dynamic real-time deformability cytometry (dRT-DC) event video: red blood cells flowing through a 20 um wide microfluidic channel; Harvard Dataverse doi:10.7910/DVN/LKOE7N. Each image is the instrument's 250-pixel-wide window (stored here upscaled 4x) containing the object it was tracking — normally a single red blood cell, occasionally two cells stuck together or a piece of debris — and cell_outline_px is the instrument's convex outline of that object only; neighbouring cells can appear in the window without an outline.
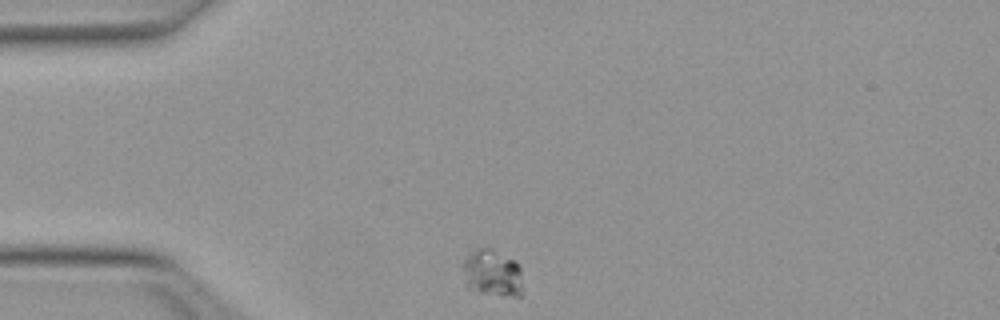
{"species": "Egyptian fruit bat (a non-hibernating species)", "species_latin": "Rousettus aegyptiacus", "temperature_condition": "warm", "stored_images_in_passage": 42, "camera_frame_rate_fps": 3000, "um_per_image_px": 0.085, "animal": {"sex": "female"}, "frame": {"image": 1, "passage_image": 1, "time_ms": 0.0, "image_size_px": [1000, 320], "cell_outline_px": [[520, 296], [504, 296], [476, 292], [468, 288], [464, 280], [460, 268], [460, 264], [472, 252], [484, 244], [516, 260], [520, 264]], "centroid_in_image_um": [41.78, 23.17], "position_along_channel_um": 43.2, "area_um2": 16.88}}
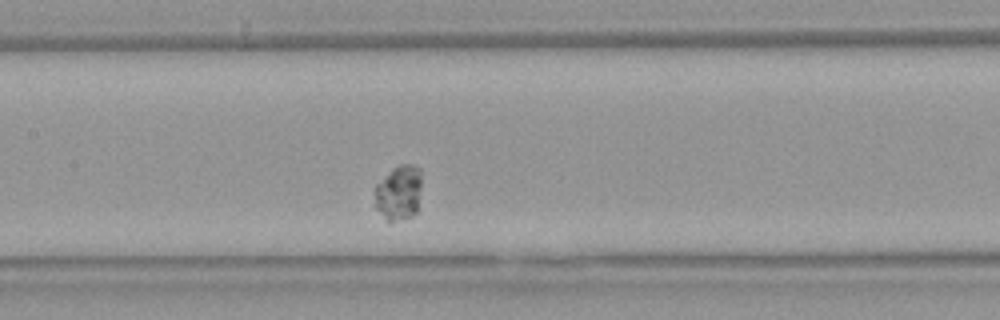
{"frame": {"image": 2, "passage_image": 14, "time_ms": 4.333, "image_size_px": [1000, 320], "cell_outline_px": [[420, 188], [416, 212], [412, 216], [388, 224], [376, 208], [376, 184], [392, 168], [400, 164], [412, 164], [420, 168]], "centroid_in_image_um": [33.88, 16.4], "position_along_channel_um": 173.5, "area_um2": 15.09}}
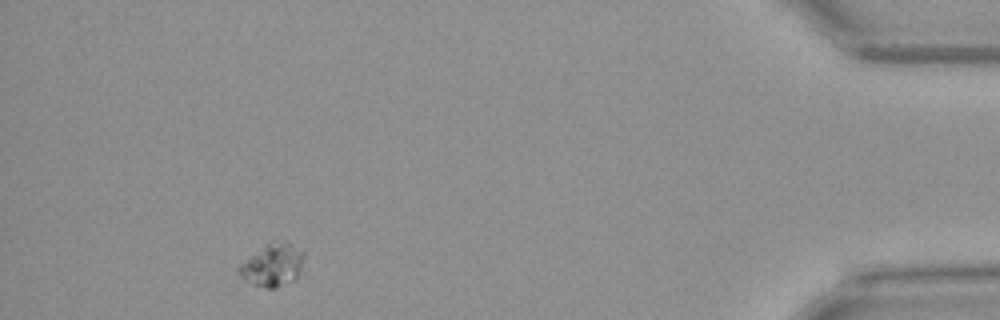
{"frame": {"image": 3, "passage_image": 38, "time_ms": 12.333, "image_size_px": [1000, 320], "cell_outline_px": [[304, 256], [300, 268], [296, 276], [292, 280], [276, 288], [268, 288], [252, 284], [244, 280], [236, 272], [236, 268], [240, 264], [268, 244], [276, 240], [288, 240], [304, 248]], "centroid_in_image_um": [23.19, 22.49], "position_along_channel_um": 412.0, "area_um2": 16.18}, "authors_computed_cell_mechanics": {"area_um2": 16.3574, "velocity_mm_per_s": 3.682, "shape_relaxation_time_tau1_ms": 7.2878, "shape_relaxation_time_tau2_ms": null, "deformation_change_tau1": 0.068, "deformation_change_tau2": null}}